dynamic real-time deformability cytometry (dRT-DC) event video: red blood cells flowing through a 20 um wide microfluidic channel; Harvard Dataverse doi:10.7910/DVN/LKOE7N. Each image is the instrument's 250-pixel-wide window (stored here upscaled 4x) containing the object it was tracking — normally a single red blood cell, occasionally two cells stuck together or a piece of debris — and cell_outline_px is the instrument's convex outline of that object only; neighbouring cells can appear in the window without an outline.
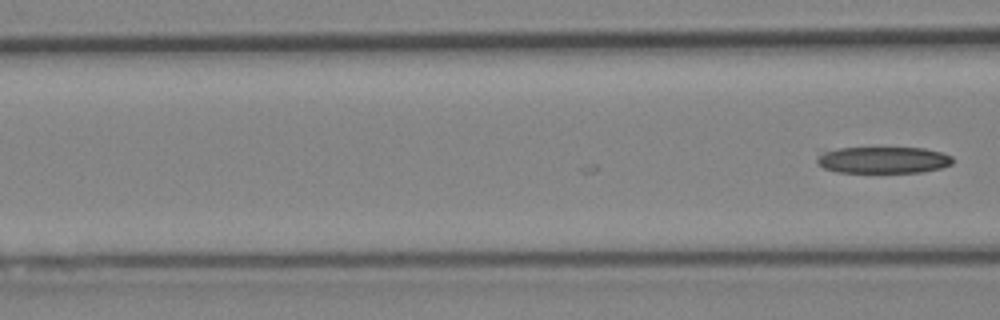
{"species": "Egyptian fruit bat (a non-hibernating species)", "species_latin": "Rousettus aegyptiacus", "temperature_condition": "cold", "stored_images_in_passage": 17, "camera_frame_rate_fps": 3000, "um_per_image_px": 0.085, "animal": {"sex": "female"}, "frame": {"image": 1, "passage_image": 17, "time_ms": 5.333, "image_size_px": [1000, 320], "cell_outline_px": [[952, 164], [940, 168], [920, 172], [836, 172], [824, 168], [816, 164], [816, 148], [924, 148], [940, 152], [952, 156]], "centroid_in_image_um": [74.91, 13.58], "position_along_channel_um": 91.7, "area_um2": 21.5}}